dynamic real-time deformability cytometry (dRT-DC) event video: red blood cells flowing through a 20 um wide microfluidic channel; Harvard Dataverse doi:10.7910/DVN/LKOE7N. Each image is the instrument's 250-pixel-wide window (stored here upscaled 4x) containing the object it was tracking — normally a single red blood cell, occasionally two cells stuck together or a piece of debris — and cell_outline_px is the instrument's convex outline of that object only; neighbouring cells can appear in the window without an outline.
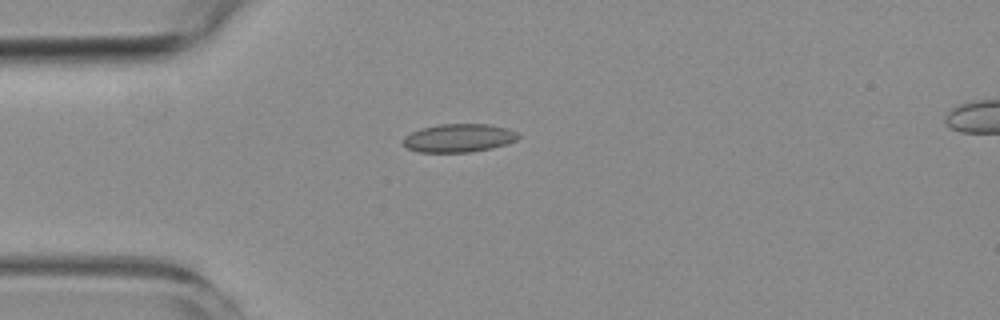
{"species": "common noctule bat (a hibernating species)", "species_latin": "Nyctalus noctula", "temperature_condition": "room temperature", "stored_images_in_passage": 7, "camera_frame_rate_fps": 3000, "um_per_image_px": 0.085, "animal": {"sex": "female", "body_mass_g": 19.3, "forearm_length_mm": 54.1}, "frame": {"image": 1, "passage_image": 4, "time_ms": 3.333, "image_size_px": [1000, 320], "cell_outline_px": [[520, 136], [516, 140], [508, 144], [492, 148], [472, 152], [416, 152], [400, 144], [404, 136], [412, 132], [424, 128], [440, 124], [488, 124], [508, 128], [516, 132]], "centroid_in_image_um": [38.99, 11.74], "position_along_channel_um": 46.0, "area_um2": 19.13}}
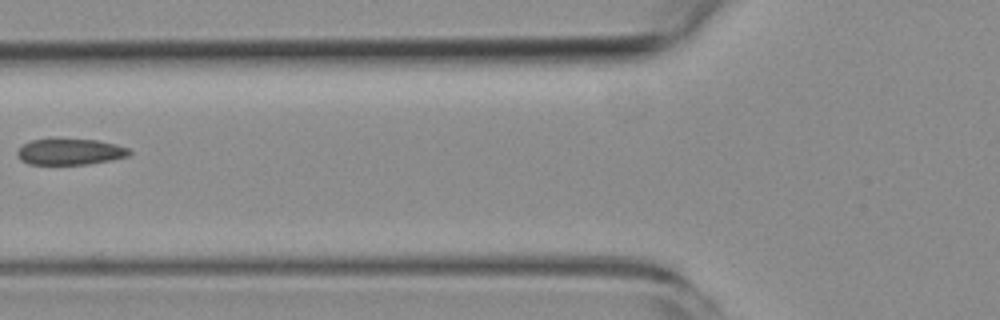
{"frame": {"image": 2, "passage_image": 6, "time_ms": 5.667, "image_size_px": [1000, 320], "cell_outline_px": [[132, 152], [128, 156], [112, 160], [88, 164], [28, 164], [20, 160], [16, 156], [16, 152], [24, 144], [32, 140], [96, 140], [116, 144], [128, 148]], "centroid_in_image_um": [5.96, 12.92], "position_along_channel_um": 119.8, "area_um2": 16.82}}
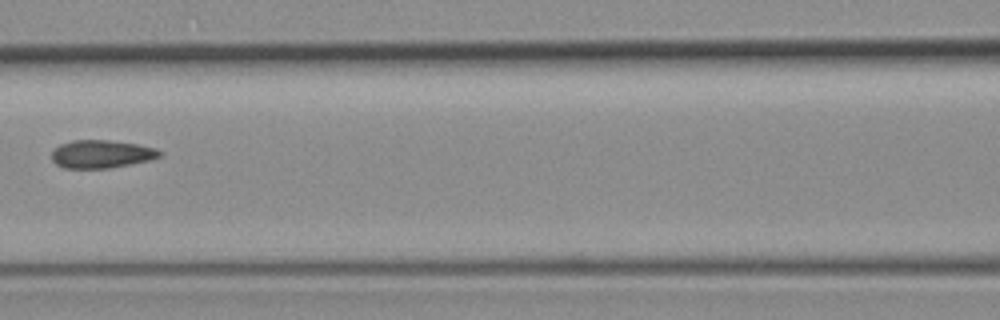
{"frame": {"image": 3, "passage_image": 7, "time_ms": 6.667, "image_size_px": [1000, 320], "cell_outline_px": [[164, 156], [152, 160], [132, 164], [108, 168], [64, 168], [56, 164], [52, 160], [52, 152], [60, 144], [72, 140], [108, 140], [136, 144], [156, 148], [164, 152]], "centroid_in_image_um": [8.68, 13.1], "position_along_channel_um": 157.9, "area_um2": 17.8}}